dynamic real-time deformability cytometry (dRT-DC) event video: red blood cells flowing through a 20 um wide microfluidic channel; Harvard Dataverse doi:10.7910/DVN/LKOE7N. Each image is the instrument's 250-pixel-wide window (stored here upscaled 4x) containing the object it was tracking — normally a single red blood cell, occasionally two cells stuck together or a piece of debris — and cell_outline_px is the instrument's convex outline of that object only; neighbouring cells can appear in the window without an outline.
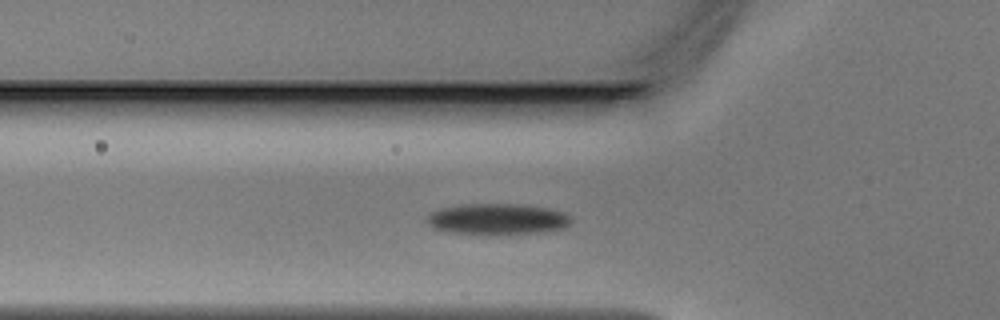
{"species": "Egyptian fruit bat (a non-hibernating species)", "species_latin": "Rousettus aegyptiacus", "temperature_condition": "warm", "stored_images_in_passage": 33, "camera_frame_rate_fps": 3000, "um_per_image_px": 0.085, "animal": {"sex": "male"}, "frame": {"image": 1, "passage_image": 2, "time_ms": 0.333, "image_size_px": [1000, 320], "cell_outline_px": [[572, 220], [564, 228], [540, 232], [444, 232], [432, 228], [424, 220], [432, 212], [440, 208], [460, 204], [520, 204], [548, 208], [564, 212]], "centroid_in_image_um": [42.23, 18.58], "position_along_channel_um": 83.6, "area_um2": 25.37}}
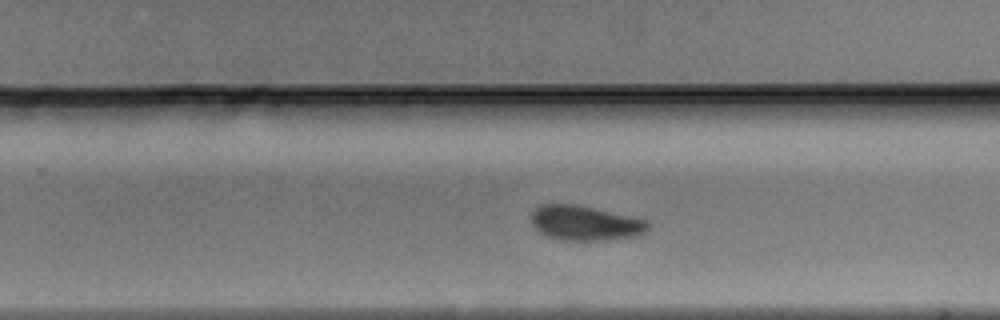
{"frame": {"image": 2, "passage_image": 16, "time_ms": 5.0, "image_size_px": [1000, 320], "cell_outline_px": [[652, 224], [644, 232], [636, 236], [608, 240], [560, 240], [548, 236], [540, 232], [532, 224], [532, 212], [540, 204], [576, 204], [648, 220]], "centroid_in_image_um": [49.75, 18.96], "position_along_channel_um": 280.0, "area_um2": 23.64}}
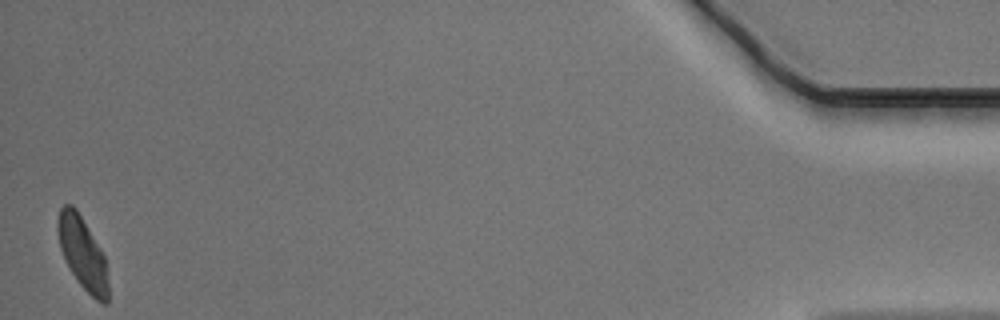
{"frame": {"image": 3, "passage_image": 33, "time_ms": 10.667, "image_size_px": [1000, 320], "cell_outline_px": [[108, 304], [104, 304], [96, 300], [80, 284], [72, 272], [60, 248], [56, 228], [56, 224], [60, 208], [64, 204], [72, 204], [76, 208], [100, 248], [104, 256], [108, 280]], "centroid_in_image_um": [7.01, 21.5], "position_along_channel_um": 428.2, "area_um2": 20.98}}